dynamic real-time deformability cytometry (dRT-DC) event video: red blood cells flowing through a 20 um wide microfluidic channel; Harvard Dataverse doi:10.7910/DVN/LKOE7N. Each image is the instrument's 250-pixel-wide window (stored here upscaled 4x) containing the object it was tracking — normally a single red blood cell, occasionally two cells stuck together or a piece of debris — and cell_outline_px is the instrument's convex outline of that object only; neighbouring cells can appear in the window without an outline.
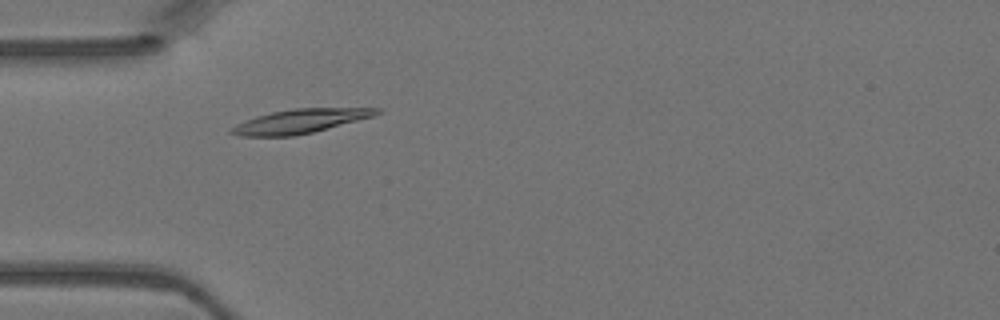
{"species": "Egyptian fruit bat (a non-hibernating species)", "species_latin": "Rousettus aegyptiacus", "temperature_condition": "warm", "stored_images_in_passage": 3, "camera_frame_rate_fps": 3000, "um_per_image_px": 0.085, "animal": {"sex": "female"}, "frame": {"image": 1, "passage_image": 2, "time_ms": 0.333, "image_size_px": [1000, 320], "cell_outline_px": [[380, 112], [372, 116], [312, 132], [292, 136], [240, 136], [228, 132], [228, 128], [236, 124], [256, 116], [272, 112], [292, 108], [380, 108]], "centroid_in_image_um": [25.42, 10.3], "position_along_channel_um": 59.6, "area_um2": 20.06}}
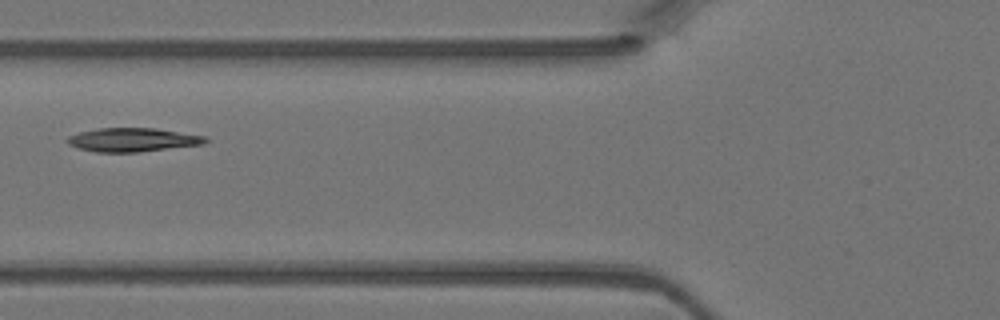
{"frame": {"image": 2, "passage_image": 3, "time_ms": 0.667, "image_size_px": [1000, 320], "cell_outline_px": [[208, 140], [204, 144], [140, 152], [96, 152], [76, 148], [68, 144], [68, 136], [80, 132], [96, 128], [156, 128], [208, 136]], "centroid_in_image_um": [11.3, 11.88], "position_along_channel_um": 114.5, "area_um2": 19.25}}